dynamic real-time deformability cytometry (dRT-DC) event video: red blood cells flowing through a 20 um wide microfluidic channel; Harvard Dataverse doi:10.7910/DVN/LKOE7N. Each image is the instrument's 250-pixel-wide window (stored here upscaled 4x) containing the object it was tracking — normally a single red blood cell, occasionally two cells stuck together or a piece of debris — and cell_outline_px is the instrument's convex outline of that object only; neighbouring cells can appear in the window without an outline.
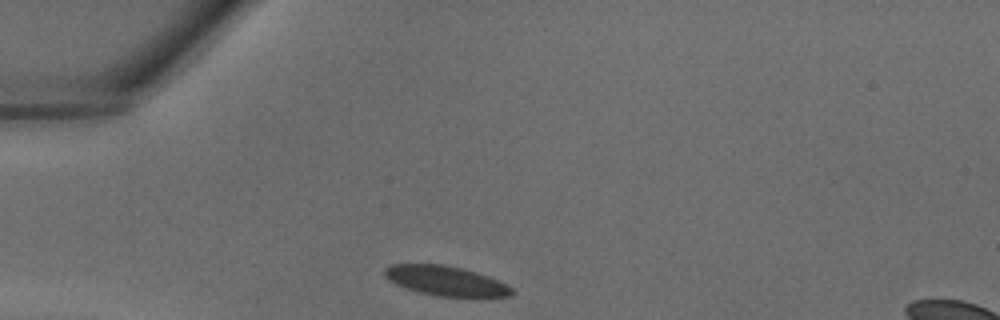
{"species": "common noctule bat (a hibernating species)", "species_latin": "Nyctalus noctula", "temperature_condition": "warm", "stored_images_in_passage": 24, "camera_frame_rate_fps": 3000, "um_per_image_px": 0.085, "animal": {"sex": "male", "body_mass_g": 18.8}, "frame": {"image": 1, "passage_image": 1, "time_ms": 0.0, "image_size_px": [1000, 320], "cell_outline_px": [[516, 292], [512, 296], [440, 296], [420, 292], [396, 284], [388, 280], [384, 276], [384, 268], [392, 264], [444, 264], [464, 268], [488, 276], [512, 288]], "centroid_in_image_um": [37.87, 23.85], "position_along_channel_um": 47.1, "area_um2": 21.79}}
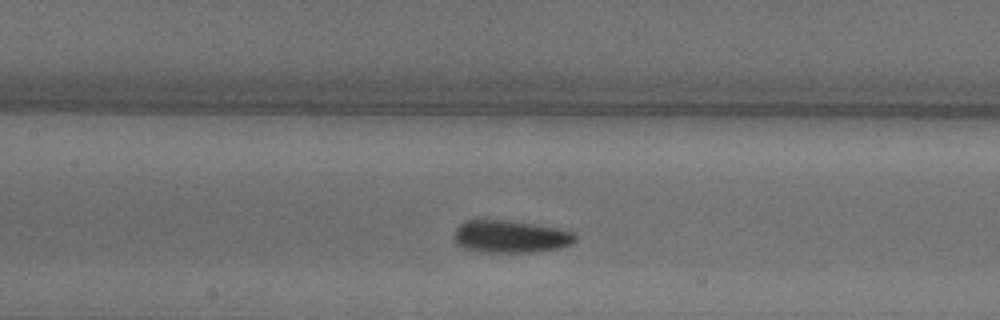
{"frame": {"image": 2, "passage_image": 9, "time_ms": 2.667, "image_size_px": [1000, 320], "cell_outline_px": [[576, 240], [572, 244], [556, 248], [528, 252], [480, 252], [464, 248], [456, 240], [456, 228], [464, 220], [504, 220], [568, 228], [576, 232]], "centroid_in_image_um": [43.48, 20.09], "position_along_channel_um": 163.9, "area_um2": 23.0}}
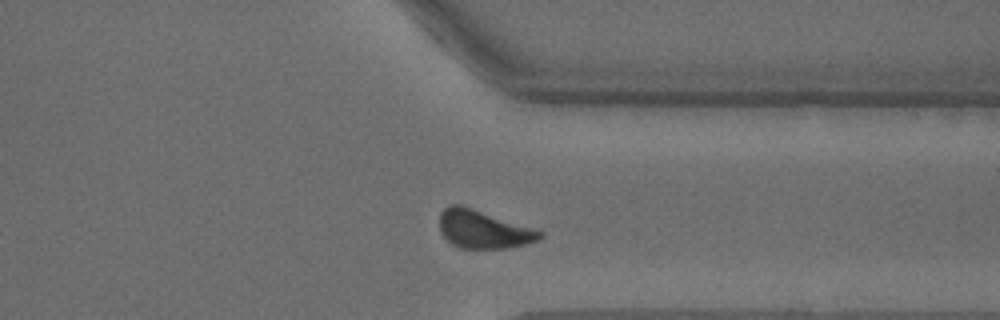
{"frame": {"image": 3, "passage_image": 21, "time_ms": 6.667, "image_size_px": [1000, 320], "cell_outline_px": [[544, 236], [528, 244], [508, 248], [460, 248], [452, 244], [440, 232], [440, 212], [448, 204], [460, 204], [544, 232]], "centroid_in_image_um": [41.06, 19.49], "position_along_channel_um": 370.3, "area_um2": 22.14}}